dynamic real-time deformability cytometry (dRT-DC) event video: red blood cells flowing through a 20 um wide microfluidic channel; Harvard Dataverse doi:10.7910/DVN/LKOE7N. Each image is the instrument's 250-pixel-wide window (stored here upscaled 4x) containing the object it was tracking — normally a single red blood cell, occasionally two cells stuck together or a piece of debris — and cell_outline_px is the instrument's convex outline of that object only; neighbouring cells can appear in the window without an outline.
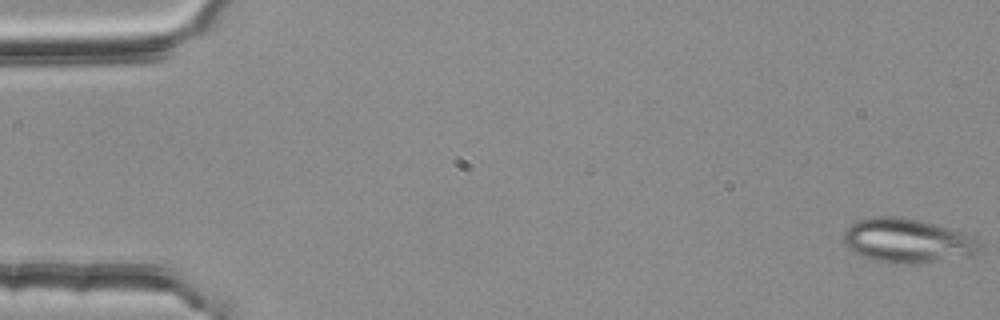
{"species": "common noctule bat (a hibernating species)", "species_latin": "Nyctalus noctula", "temperature_condition": "room temperature", "stored_images_in_passage": 4, "camera_frame_rate_fps": 3000, "um_per_image_px": 0.085, "animal": {"sex": "female", "body_mass_g": 25.1}, "frame": {"image": 1, "passage_image": 1, "time_ms": 0.0, "image_size_px": [1000, 320], "cell_outline_px": [[980, 252], [972, 256], [916, 264], [896, 264], [864, 256], [848, 248], [844, 244], [844, 232], [856, 220], [872, 216], [892, 216], [920, 220], [976, 236], [980, 248]], "centroid_in_image_um": [77.17, 20.46], "position_along_channel_um": 7.8, "area_um2": 35.03}}